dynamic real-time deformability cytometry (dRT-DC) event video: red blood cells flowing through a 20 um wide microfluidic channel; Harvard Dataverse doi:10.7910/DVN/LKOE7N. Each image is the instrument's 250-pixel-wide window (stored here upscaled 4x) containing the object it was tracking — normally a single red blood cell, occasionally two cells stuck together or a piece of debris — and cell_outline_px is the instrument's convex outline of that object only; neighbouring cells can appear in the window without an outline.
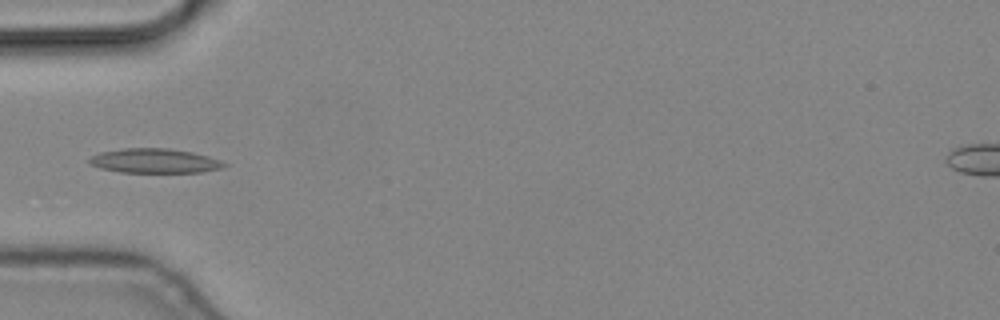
{"species": "common noctule bat (a hibernating species)", "species_latin": "Nyctalus noctula", "temperature_condition": "cold", "stored_images_in_passage": 5, "camera_frame_rate_fps": 3000, "um_per_image_px": 0.085, "animal": {"sex": "male", "body_mass_g": 19.2, "forearm_length_mm": 51.8}, "frame": {"image": 1, "passage_image": 2, "time_ms": 0.333, "image_size_px": [1000, 320], "cell_outline_px": [[228, 164], [220, 168], [200, 172], [120, 172], [100, 168], [88, 164], [88, 160], [92, 156], [100, 152], [124, 148], [168, 148], [192, 152], [208, 156], [220, 160]], "centroid_in_image_um": [13.11, 13.67], "position_along_channel_um": 71.9, "area_um2": 19.13}}
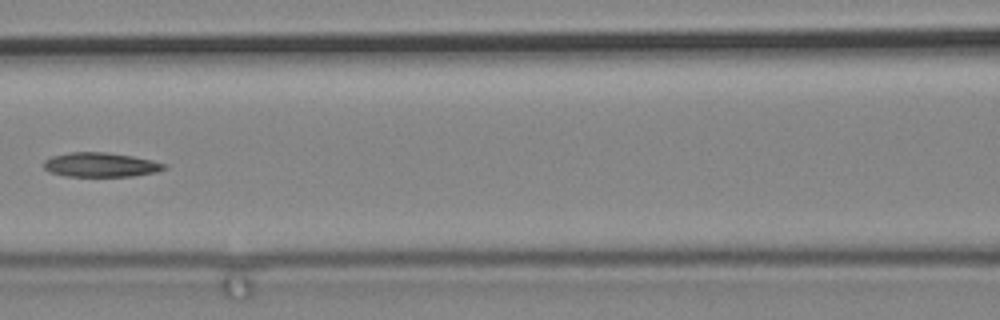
{"frame": {"image": 2, "passage_image": 4, "time_ms": 1.0, "image_size_px": [1000, 320], "cell_outline_px": [[168, 168], [156, 172], [132, 176], [64, 176], [48, 172], [44, 168], [44, 160], [52, 156], [72, 152], [108, 152], [132, 156], [152, 160], [168, 164]], "centroid_in_image_um": [8.57, 14.01], "position_along_channel_um": 158.0, "area_um2": 17.22}}
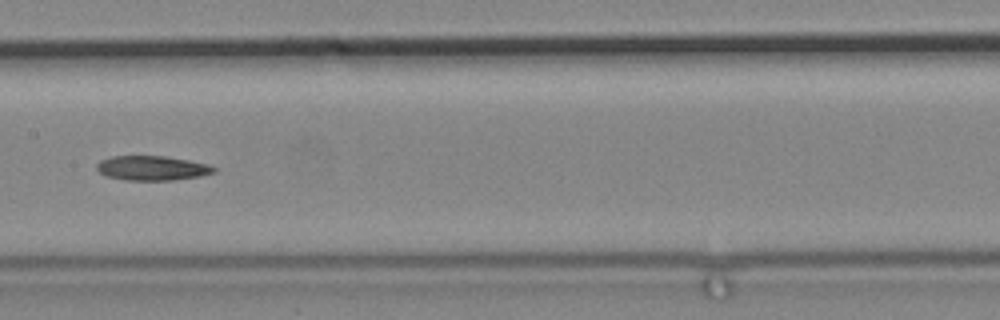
{"frame": {"image": 3, "passage_image": 5, "time_ms": 1.333, "image_size_px": [1000, 320], "cell_outline_px": [[216, 172], [200, 176], [172, 180], [124, 180], [108, 176], [100, 172], [96, 168], [96, 164], [100, 160], [112, 156], [164, 156], [188, 160], [208, 164], [216, 168]], "centroid_in_image_um": [12.93, 14.28], "position_along_channel_um": 194.5, "area_um2": 16.7}}